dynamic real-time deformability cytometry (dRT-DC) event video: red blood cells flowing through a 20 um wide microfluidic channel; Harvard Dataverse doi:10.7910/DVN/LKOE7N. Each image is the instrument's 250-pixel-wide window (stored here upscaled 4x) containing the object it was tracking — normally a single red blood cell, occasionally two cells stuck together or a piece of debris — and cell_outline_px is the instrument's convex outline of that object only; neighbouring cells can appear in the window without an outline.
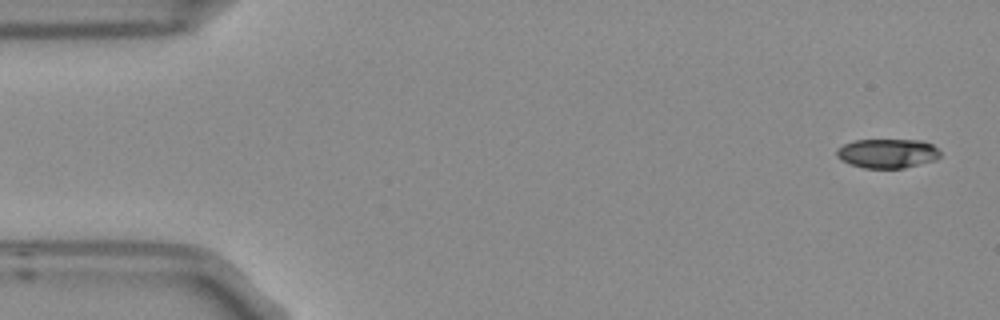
{"species": "Egyptian fruit bat (a non-hibernating species)", "species_latin": "Rousettus aegyptiacus", "temperature_condition": "room temperature", "stored_images_in_passage": 4, "camera_frame_rate_fps": 3000, "um_per_image_px": 0.085, "frame": {"image": 1, "passage_image": 1, "time_ms": 0.0, "image_size_px": [1000, 320], "cell_outline_px": [[940, 156], [936, 160], [904, 168], [864, 168], [848, 164], [840, 160], [836, 156], [836, 148], [844, 144], [856, 140], [920, 140], [932, 144], [940, 152]], "centroid_in_image_um": [75.4, 13.04], "position_along_channel_um": 9.6, "area_um2": 17.8}}